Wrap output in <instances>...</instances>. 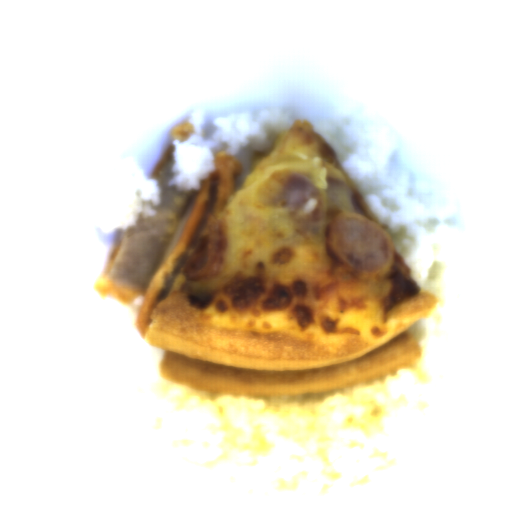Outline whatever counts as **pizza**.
<instances>
[{"label": "pizza", "mask_w": 512, "mask_h": 512, "mask_svg": "<svg viewBox=\"0 0 512 512\" xmlns=\"http://www.w3.org/2000/svg\"><path fill=\"white\" fill-rule=\"evenodd\" d=\"M297 173L319 193L286 209L276 196ZM329 177L352 188L363 214L378 223L307 120L295 118L268 152L256 154L234 193L206 216L150 312L143 336L162 351L160 378L231 395L292 397L369 386L419 363L409 329L440 297L397 251L381 274L352 272L329 254L326 228L342 213L327 196ZM213 221L224 227L221 269L192 282L183 265Z\"/></svg>", "instance_id": "1"}]
</instances>
